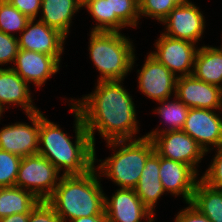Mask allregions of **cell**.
I'll list each match as a JSON object with an SVG mask.
<instances>
[{
    "mask_svg": "<svg viewBox=\"0 0 222 222\" xmlns=\"http://www.w3.org/2000/svg\"><path fill=\"white\" fill-rule=\"evenodd\" d=\"M121 83L97 81L93 93L74 100L94 146L96 129L106 142L133 139L139 131L132 96Z\"/></svg>",
    "mask_w": 222,
    "mask_h": 222,
    "instance_id": "cell-1",
    "label": "cell"
},
{
    "mask_svg": "<svg viewBox=\"0 0 222 222\" xmlns=\"http://www.w3.org/2000/svg\"><path fill=\"white\" fill-rule=\"evenodd\" d=\"M75 114V142L59 125L44 117L39 110L38 154L47 158L63 176L83 175L96 165V151L79 109L71 102ZM42 144V145H41ZM41 145V146H40Z\"/></svg>",
    "mask_w": 222,
    "mask_h": 222,
    "instance_id": "cell-2",
    "label": "cell"
},
{
    "mask_svg": "<svg viewBox=\"0 0 222 222\" xmlns=\"http://www.w3.org/2000/svg\"><path fill=\"white\" fill-rule=\"evenodd\" d=\"M96 172L93 168L83 175H61L53 194L46 200L61 222L99 215L104 211L105 193L99 181L102 176Z\"/></svg>",
    "mask_w": 222,
    "mask_h": 222,
    "instance_id": "cell-3",
    "label": "cell"
},
{
    "mask_svg": "<svg viewBox=\"0 0 222 222\" xmlns=\"http://www.w3.org/2000/svg\"><path fill=\"white\" fill-rule=\"evenodd\" d=\"M128 142V143H127ZM111 149L118 151L103 160L98 167L99 175L110 178L120 188L134 189L140 179L146 160L155 152L151 138L142 136L137 139L108 141Z\"/></svg>",
    "mask_w": 222,
    "mask_h": 222,
    "instance_id": "cell-4",
    "label": "cell"
},
{
    "mask_svg": "<svg viewBox=\"0 0 222 222\" xmlns=\"http://www.w3.org/2000/svg\"><path fill=\"white\" fill-rule=\"evenodd\" d=\"M120 32L91 31L89 54L100 75L97 81H123L135 63L134 46Z\"/></svg>",
    "mask_w": 222,
    "mask_h": 222,
    "instance_id": "cell-5",
    "label": "cell"
},
{
    "mask_svg": "<svg viewBox=\"0 0 222 222\" xmlns=\"http://www.w3.org/2000/svg\"><path fill=\"white\" fill-rule=\"evenodd\" d=\"M58 174V169L44 156H26L21 160L15 186L32 192L39 200H47L59 183Z\"/></svg>",
    "mask_w": 222,
    "mask_h": 222,
    "instance_id": "cell-6",
    "label": "cell"
},
{
    "mask_svg": "<svg viewBox=\"0 0 222 222\" xmlns=\"http://www.w3.org/2000/svg\"><path fill=\"white\" fill-rule=\"evenodd\" d=\"M154 45L156 51L149 54L165 65L175 76L192 75L199 49L195 47V43L172 38L162 33Z\"/></svg>",
    "mask_w": 222,
    "mask_h": 222,
    "instance_id": "cell-7",
    "label": "cell"
},
{
    "mask_svg": "<svg viewBox=\"0 0 222 222\" xmlns=\"http://www.w3.org/2000/svg\"><path fill=\"white\" fill-rule=\"evenodd\" d=\"M152 141L155 151L164 158L191 166L197 173L196 166L206 154L197 142L184 131H168L156 134Z\"/></svg>",
    "mask_w": 222,
    "mask_h": 222,
    "instance_id": "cell-8",
    "label": "cell"
},
{
    "mask_svg": "<svg viewBox=\"0 0 222 222\" xmlns=\"http://www.w3.org/2000/svg\"><path fill=\"white\" fill-rule=\"evenodd\" d=\"M182 131L191 136L207 154L209 145L222 146V118L216 110L190 108Z\"/></svg>",
    "mask_w": 222,
    "mask_h": 222,
    "instance_id": "cell-9",
    "label": "cell"
},
{
    "mask_svg": "<svg viewBox=\"0 0 222 222\" xmlns=\"http://www.w3.org/2000/svg\"><path fill=\"white\" fill-rule=\"evenodd\" d=\"M32 125L14 123L0 130V149L21 158L38 154L39 111L27 114Z\"/></svg>",
    "mask_w": 222,
    "mask_h": 222,
    "instance_id": "cell-10",
    "label": "cell"
},
{
    "mask_svg": "<svg viewBox=\"0 0 222 222\" xmlns=\"http://www.w3.org/2000/svg\"><path fill=\"white\" fill-rule=\"evenodd\" d=\"M137 72L138 88L148 98L159 102L175 95L177 76L150 54Z\"/></svg>",
    "mask_w": 222,
    "mask_h": 222,
    "instance_id": "cell-11",
    "label": "cell"
},
{
    "mask_svg": "<svg viewBox=\"0 0 222 222\" xmlns=\"http://www.w3.org/2000/svg\"><path fill=\"white\" fill-rule=\"evenodd\" d=\"M161 23L166 24L163 34L195 44L205 29V18L192 2L176 6Z\"/></svg>",
    "mask_w": 222,
    "mask_h": 222,
    "instance_id": "cell-12",
    "label": "cell"
},
{
    "mask_svg": "<svg viewBox=\"0 0 222 222\" xmlns=\"http://www.w3.org/2000/svg\"><path fill=\"white\" fill-rule=\"evenodd\" d=\"M30 19L18 39L19 49L35 51L54 56L59 62L63 54L66 37L58 30L40 20Z\"/></svg>",
    "mask_w": 222,
    "mask_h": 222,
    "instance_id": "cell-13",
    "label": "cell"
},
{
    "mask_svg": "<svg viewBox=\"0 0 222 222\" xmlns=\"http://www.w3.org/2000/svg\"><path fill=\"white\" fill-rule=\"evenodd\" d=\"M111 199L105 196L104 210L108 222H153V214L140 200L134 189L119 188Z\"/></svg>",
    "mask_w": 222,
    "mask_h": 222,
    "instance_id": "cell-14",
    "label": "cell"
},
{
    "mask_svg": "<svg viewBox=\"0 0 222 222\" xmlns=\"http://www.w3.org/2000/svg\"><path fill=\"white\" fill-rule=\"evenodd\" d=\"M175 96L189 108L222 110V88L193 75L177 77Z\"/></svg>",
    "mask_w": 222,
    "mask_h": 222,
    "instance_id": "cell-15",
    "label": "cell"
},
{
    "mask_svg": "<svg viewBox=\"0 0 222 222\" xmlns=\"http://www.w3.org/2000/svg\"><path fill=\"white\" fill-rule=\"evenodd\" d=\"M59 64L54 56L19 49L14 62L16 67L11 68L28 84L31 82L39 88L59 71Z\"/></svg>",
    "mask_w": 222,
    "mask_h": 222,
    "instance_id": "cell-16",
    "label": "cell"
},
{
    "mask_svg": "<svg viewBox=\"0 0 222 222\" xmlns=\"http://www.w3.org/2000/svg\"><path fill=\"white\" fill-rule=\"evenodd\" d=\"M198 173L189 165L160 156L159 177L165 192L182 195L186 204L191 202Z\"/></svg>",
    "mask_w": 222,
    "mask_h": 222,
    "instance_id": "cell-17",
    "label": "cell"
},
{
    "mask_svg": "<svg viewBox=\"0 0 222 222\" xmlns=\"http://www.w3.org/2000/svg\"><path fill=\"white\" fill-rule=\"evenodd\" d=\"M29 84L24 81L12 68H0V105L20 106L26 114L39 111L33 104Z\"/></svg>",
    "mask_w": 222,
    "mask_h": 222,
    "instance_id": "cell-18",
    "label": "cell"
},
{
    "mask_svg": "<svg viewBox=\"0 0 222 222\" xmlns=\"http://www.w3.org/2000/svg\"><path fill=\"white\" fill-rule=\"evenodd\" d=\"M160 155L155 151L145 163L139 182L134 188L142 203L154 214L158 199L165 194L159 177Z\"/></svg>",
    "mask_w": 222,
    "mask_h": 222,
    "instance_id": "cell-19",
    "label": "cell"
},
{
    "mask_svg": "<svg viewBox=\"0 0 222 222\" xmlns=\"http://www.w3.org/2000/svg\"><path fill=\"white\" fill-rule=\"evenodd\" d=\"M80 9L78 0H42L41 17L38 20L58 30L67 38L72 26V17Z\"/></svg>",
    "mask_w": 222,
    "mask_h": 222,
    "instance_id": "cell-20",
    "label": "cell"
},
{
    "mask_svg": "<svg viewBox=\"0 0 222 222\" xmlns=\"http://www.w3.org/2000/svg\"><path fill=\"white\" fill-rule=\"evenodd\" d=\"M192 75L222 88V46H201L196 54Z\"/></svg>",
    "mask_w": 222,
    "mask_h": 222,
    "instance_id": "cell-21",
    "label": "cell"
},
{
    "mask_svg": "<svg viewBox=\"0 0 222 222\" xmlns=\"http://www.w3.org/2000/svg\"><path fill=\"white\" fill-rule=\"evenodd\" d=\"M39 201L32 192L20 187H0V218L17 213H30Z\"/></svg>",
    "mask_w": 222,
    "mask_h": 222,
    "instance_id": "cell-22",
    "label": "cell"
},
{
    "mask_svg": "<svg viewBox=\"0 0 222 222\" xmlns=\"http://www.w3.org/2000/svg\"><path fill=\"white\" fill-rule=\"evenodd\" d=\"M190 203L210 221L222 222V189L212 188L200 179Z\"/></svg>",
    "mask_w": 222,
    "mask_h": 222,
    "instance_id": "cell-23",
    "label": "cell"
},
{
    "mask_svg": "<svg viewBox=\"0 0 222 222\" xmlns=\"http://www.w3.org/2000/svg\"><path fill=\"white\" fill-rule=\"evenodd\" d=\"M175 101H169V99L159 101L158 103L161 106L157 107L154 111L159 116H161L169 127L167 129H155L149 133H147L146 137L153 138L156 134L168 131H179L183 129L185 124V120L187 118V114L189 112V107H187L180 99L174 96Z\"/></svg>",
    "mask_w": 222,
    "mask_h": 222,
    "instance_id": "cell-24",
    "label": "cell"
},
{
    "mask_svg": "<svg viewBox=\"0 0 222 222\" xmlns=\"http://www.w3.org/2000/svg\"><path fill=\"white\" fill-rule=\"evenodd\" d=\"M84 7L97 22L92 31L120 32L126 27L116 16H110L109 0H93Z\"/></svg>",
    "mask_w": 222,
    "mask_h": 222,
    "instance_id": "cell-25",
    "label": "cell"
},
{
    "mask_svg": "<svg viewBox=\"0 0 222 222\" xmlns=\"http://www.w3.org/2000/svg\"><path fill=\"white\" fill-rule=\"evenodd\" d=\"M29 20L7 0H0V31L11 36H15L11 33L15 31L21 34Z\"/></svg>",
    "mask_w": 222,
    "mask_h": 222,
    "instance_id": "cell-26",
    "label": "cell"
},
{
    "mask_svg": "<svg viewBox=\"0 0 222 222\" xmlns=\"http://www.w3.org/2000/svg\"><path fill=\"white\" fill-rule=\"evenodd\" d=\"M109 7L110 16H116L125 26L139 24V0H109Z\"/></svg>",
    "mask_w": 222,
    "mask_h": 222,
    "instance_id": "cell-27",
    "label": "cell"
},
{
    "mask_svg": "<svg viewBox=\"0 0 222 222\" xmlns=\"http://www.w3.org/2000/svg\"><path fill=\"white\" fill-rule=\"evenodd\" d=\"M22 158L0 149V187L15 186Z\"/></svg>",
    "mask_w": 222,
    "mask_h": 222,
    "instance_id": "cell-28",
    "label": "cell"
},
{
    "mask_svg": "<svg viewBox=\"0 0 222 222\" xmlns=\"http://www.w3.org/2000/svg\"><path fill=\"white\" fill-rule=\"evenodd\" d=\"M176 6L173 0H139V14L162 22Z\"/></svg>",
    "mask_w": 222,
    "mask_h": 222,
    "instance_id": "cell-29",
    "label": "cell"
},
{
    "mask_svg": "<svg viewBox=\"0 0 222 222\" xmlns=\"http://www.w3.org/2000/svg\"><path fill=\"white\" fill-rule=\"evenodd\" d=\"M216 152L211 165L200 179L212 188L222 189V146Z\"/></svg>",
    "mask_w": 222,
    "mask_h": 222,
    "instance_id": "cell-30",
    "label": "cell"
},
{
    "mask_svg": "<svg viewBox=\"0 0 222 222\" xmlns=\"http://www.w3.org/2000/svg\"><path fill=\"white\" fill-rule=\"evenodd\" d=\"M17 38L0 31V65L15 62L19 50Z\"/></svg>",
    "mask_w": 222,
    "mask_h": 222,
    "instance_id": "cell-31",
    "label": "cell"
},
{
    "mask_svg": "<svg viewBox=\"0 0 222 222\" xmlns=\"http://www.w3.org/2000/svg\"><path fill=\"white\" fill-rule=\"evenodd\" d=\"M28 222H61V219L46 200H40L29 213Z\"/></svg>",
    "mask_w": 222,
    "mask_h": 222,
    "instance_id": "cell-32",
    "label": "cell"
},
{
    "mask_svg": "<svg viewBox=\"0 0 222 222\" xmlns=\"http://www.w3.org/2000/svg\"><path fill=\"white\" fill-rule=\"evenodd\" d=\"M11 5L17 8L22 14L26 15L29 19L38 17L41 10L42 0H7Z\"/></svg>",
    "mask_w": 222,
    "mask_h": 222,
    "instance_id": "cell-33",
    "label": "cell"
},
{
    "mask_svg": "<svg viewBox=\"0 0 222 222\" xmlns=\"http://www.w3.org/2000/svg\"><path fill=\"white\" fill-rule=\"evenodd\" d=\"M175 222H212L205 215L200 213L191 203L188 207L180 210L175 217Z\"/></svg>",
    "mask_w": 222,
    "mask_h": 222,
    "instance_id": "cell-34",
    "label": "cell"
},
{
    "mask_svg": "<svg viewBox=\"0 0 222 222\" xmlns=\"http://www.w3.org/2000/svg\"><path fill=\"white\" fill-rule=\"evenodd\" d=\"M68 222H108L106 218L105 210L99 215L79 217Z\"/></svg>",
    "mask_w": 222,
    "mask_h": 222,
    "instance_id": "cell-35",
    "label": "cell"
},
{
    "mask_svg": "<svg viewBox=\"0 0 222 222\" xmlns=\"http://www.w3.org/2000/svg\"><path fill=\"white\" fill-rule=\"evenodd\" d=\"M29 213H17L0 218V222H28Z\"/></svg>",
    "mask_w": 222,
    "mask_h": 222,
    "instance_id": "cell-36",
    "label": "cell"
},
{
    "mask_svg": "<svg viewBox=\"0 0 222 222\" xmlns=\"http://www.w3.org/2000/svg\"><path fill=\"white\" fill-rule=\"evenodd\" d=\"M173 2L178 6V5H184L190 3L189 0H173Z\"/></svg>",
    "mask_w": 222,
    "mask_h": 222,
    "instance_id": "cell-37",
    "label": "cell"
},
{
    "mask_svg": "<svg viewBox=\"0 0 222 222\" xmlns=\"http://www.w3.org/2000/svg\"><path fill=\"white\" fill-rule=\"evenodd\" d=\"M93 0H78L79 5L83 8L88 2H91Z\"/></svg>",
    "mask_w": 222,
    "mask_h": 222,
    "instance_id": "cell-38",
    "label": "cell"
},
{
    "mask_svg": "<svg viewBox=\"0 0 222 222\" xmlns=\"http://www.w3.org/2000/svg\"><path fill=\"white\" fill-rule=\"evenodd\" d=\"M4 111H5V109L0 105V118H1V115Z\"/></svg>",
    "mask_w": 222,
    "mask_h": 222,
    "instance_id": "cell-39",
    "label": "cell"
}]
</instances>
